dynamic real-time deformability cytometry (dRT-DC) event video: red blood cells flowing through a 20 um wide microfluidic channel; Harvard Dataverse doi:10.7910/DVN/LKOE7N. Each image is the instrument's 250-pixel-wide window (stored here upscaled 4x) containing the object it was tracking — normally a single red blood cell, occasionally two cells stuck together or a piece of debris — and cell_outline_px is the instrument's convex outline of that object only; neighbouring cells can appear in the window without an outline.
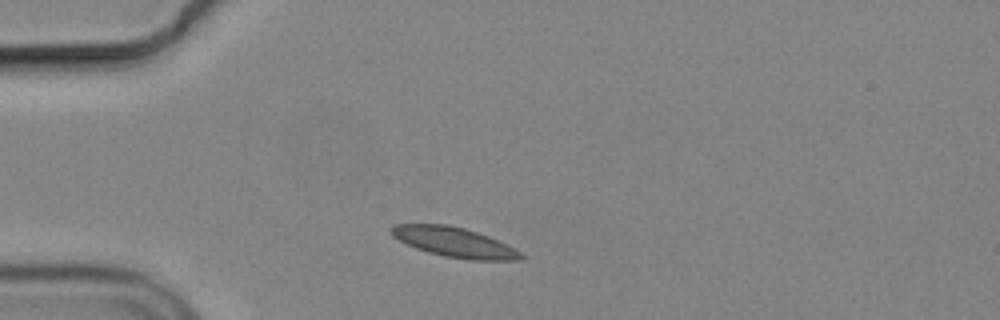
{"species": "common noctule bat (a hibernating species)", "species_latin": "Nyctalus noctula", "temperature_condition": "cold", "stored_images_in_passage": 2, "camera_frame_rate_fps": 3000, "um_per_image_px": 0.085, "animal": {"sex": "male", "body_mass_g": 19.2, "forearm_length_mm": 51.8}, "frame": {"image": 1, "passage_image": 1, "time_ms": 0.0, "image_size_px": [1000, 320], "cell_outline_px": [[524, 256], [520, 260], [472, 260], [444, 256], [428, 252], [416, 248], [392, 236], [388, 232], [388, 228], [392, 224], [448, 224], [464, 228], [488, 236], [520, 252]], "centroid_in_image_um": [38.54, 20.57], "position_along_channel_um": 46.5, "area_um2": 22.31}}